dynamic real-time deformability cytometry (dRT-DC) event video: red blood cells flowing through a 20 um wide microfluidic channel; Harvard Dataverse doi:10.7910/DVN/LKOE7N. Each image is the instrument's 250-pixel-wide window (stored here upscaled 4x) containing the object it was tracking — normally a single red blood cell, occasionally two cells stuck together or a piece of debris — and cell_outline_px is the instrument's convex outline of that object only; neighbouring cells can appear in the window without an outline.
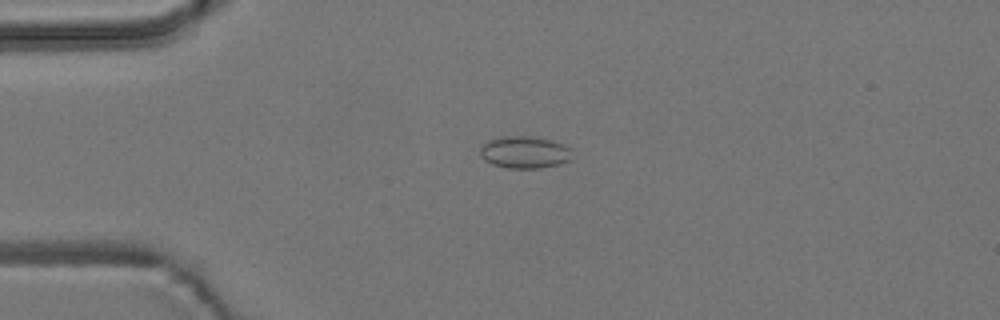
{"species": "common noctule bat (a hibernating species)", "species_latin": "Nyctalus noctula", "temperature_condition": "room temperature", "stored_images_in_passage": 4, "camera_frame_rate_fps": 3000, "um_per_image_px": 0.085, "animal": {"sex": "male", "body_mass_g": 19.2, "forearm_length_mm": 51.8}, "frame": {"image": 1, "passage_image": 3, "time_ms": 3.333, "image_size_px": [1000, 320], "cell_outline_px": [[572, 160], [560, 164], [540, 168], [508, 168], [492, 164], [484, 160], [480, 156], [480, 148], [488, 140], [504, 136], [536, 136], [568, 144], [572, 148]], "centroid_in_image_um": [44.66, 12.93], "position_along_channel_um": 40.3, "area_um2": 17.69}}